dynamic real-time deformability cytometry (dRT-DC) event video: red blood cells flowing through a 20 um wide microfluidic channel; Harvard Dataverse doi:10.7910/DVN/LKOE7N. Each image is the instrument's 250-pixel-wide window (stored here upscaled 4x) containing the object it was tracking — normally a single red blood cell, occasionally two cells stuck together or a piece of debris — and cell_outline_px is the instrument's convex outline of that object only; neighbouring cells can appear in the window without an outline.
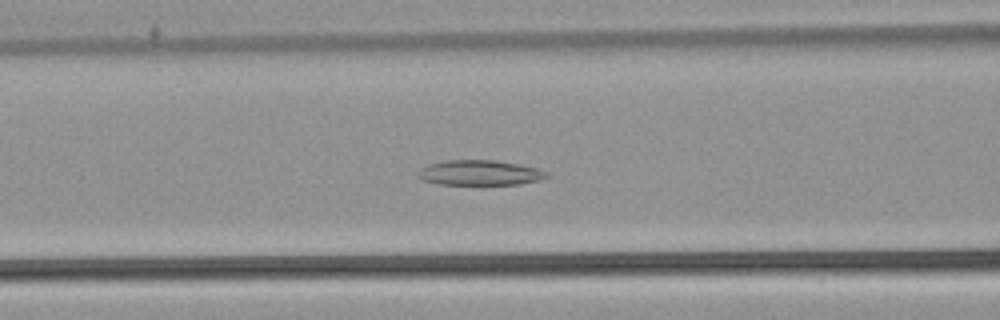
{"species": "common noctule bat (a hibernating species)", "species_latin": "Nyctalus noctula", "temperature_condition": "warm", "stored_images_in_passage": 55, "camera_frame_rate_fps": 3000, "um_per_image_px": 0.085, "animal": {"sex": "male", "body_mass_g": 21.5, "forearm_length_mm": 52.0}, "frame": {"image": 1, "passage_image": 24, "time_ms": 7.667, "image_size_px": [1000, 320], "cell_outline_px": [[548, 176], [540, 180], [520, 184], [436, 184], [420, 180], [416, 176], [416, 172], [420, 168], [428, 164], [448, 160], [496, 160], [520, 164], [536, 168], [548, 172]], "centroid_in_image_um": [40.72, 14.68], "position_along_channel_um": 125.9, "area_um2": 19.02}}
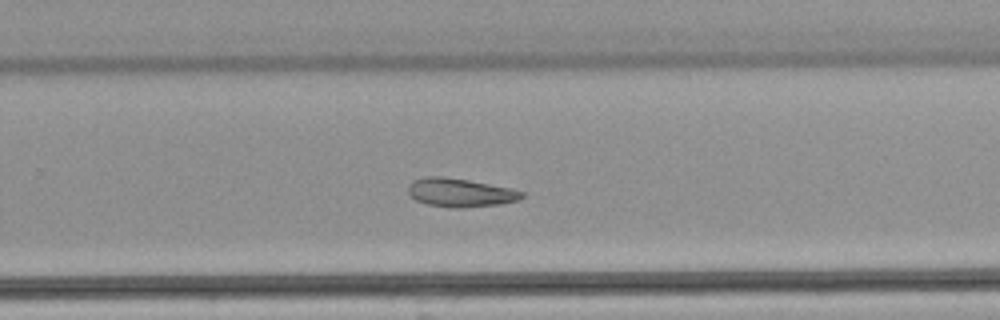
{"frame": {"image": 2, "passage_image": 37, "time_ms": 12.0, "image_size_px": [1000, 320], "cell_outline_px": [[524, 196], [520, 200], [500, 204], [456, 208], [452, 208], [428, 204], [416, 200], [408, 192], [408, 184], [412, 180], [428, 176], [440, 176], [468, 180], [508, 188], [524, 192]], "centroid_in_image_um": [39.1, 16.37], "position_along_channel_um": 290.7, "area_um2": 18.73}}
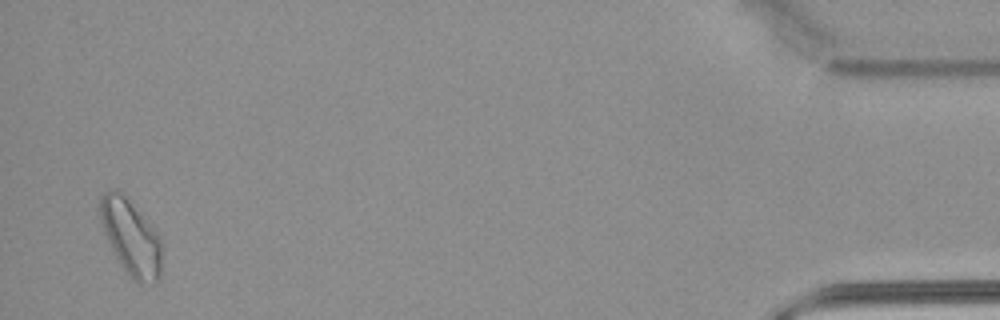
{"frame": {"image": 3, "passage_image": 54, "time_ms": 17.667, "image_size_px": [1000, 320], "cell_outline_px": [[160, 280], [156, 284], [140, 284], [132, 280], [120, 264], [112, 252], [104, 232], [96, 208], [100, 196], [108, 188], [116, 188], [128, 200], [160, 236]], "centroid_in_image_um": [11.07, 20.19], "position_along_channel_um": 424.1, "area_um2": 27.46}}